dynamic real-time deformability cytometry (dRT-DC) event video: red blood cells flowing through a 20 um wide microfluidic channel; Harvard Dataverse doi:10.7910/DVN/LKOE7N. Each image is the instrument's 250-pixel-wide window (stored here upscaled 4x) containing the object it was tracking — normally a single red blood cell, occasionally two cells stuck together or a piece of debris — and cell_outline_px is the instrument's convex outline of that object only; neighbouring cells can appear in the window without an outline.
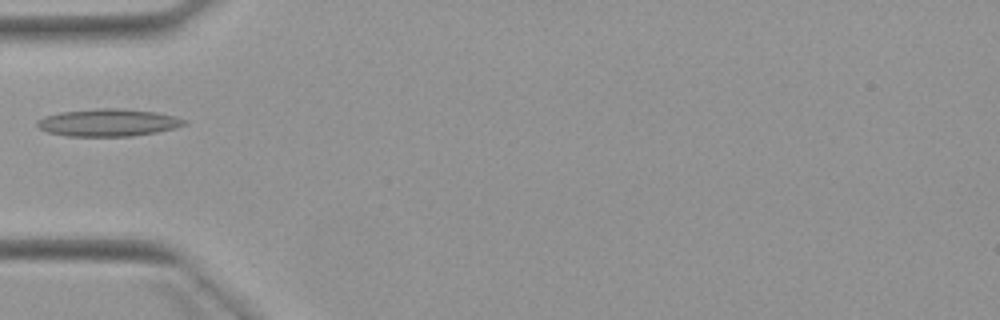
{"species": "Egyptian fruit bat (a non-hibernating species)", "species_latin": "Rousettus aegyptiacus", "temperature_condition": "warm", "stored_images_in_passage": 1, "camera_frame_rate_fps": 3000, "um_per_image_px": 0.085, "animal": {"sex": "female"}, "frame": {"image": 1, "passage_image": 1, "time_ms": 0.0, "image_size_px": [1000, 320], "cell_outline_px": [[188, 124], [176, 128], [156, 132], [132, 136], [68, 136], [48, 132], [40, 128], [36, 124], [36, 120], [44, 116], [60, 112], [96, 108], [124, 108], [156, 112], [188, 120]], "centroid_in_image_um": [9.21, 10.41], "position_along_channel_um": 75.8, "area_um2": 23.64}}